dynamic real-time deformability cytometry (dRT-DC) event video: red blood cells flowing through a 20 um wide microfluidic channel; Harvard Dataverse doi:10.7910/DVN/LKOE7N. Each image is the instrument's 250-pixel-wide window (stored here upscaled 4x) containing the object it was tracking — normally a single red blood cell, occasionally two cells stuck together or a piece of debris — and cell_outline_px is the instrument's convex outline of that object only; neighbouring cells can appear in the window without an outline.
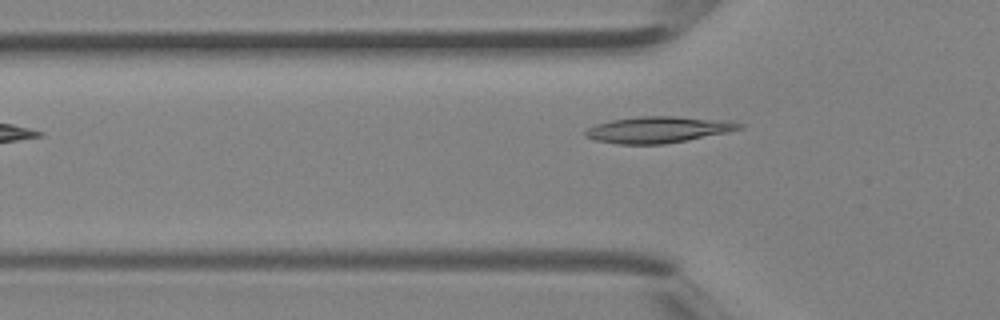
{"species": "Egyptian fruit bat (a non-hibernating species)", "species_latin": "Rousettus aegyptiacus", "temperature_condition": "room temperature", "stored_images_in_passage": 2, "camera_frame_rate_fps": 3000, "um_per_image_px": 0.085, "animal": {"sex": "female"}, "frame": {"image": 1, "passage_image": 2, "time_ms": 0.333, "image_size_px": [1000, 320], "cell_outline_px": [[744, 128], [728, 132], [688, 140], [664, 144], [620, 144], [596, 140], [584, 136], [584, 132], [588, 128], [596, 124], [612, 120], [640, 116], [676, 116], [732, 120], [744, 124]], "centroid_in_image_um": [56.02, 11.01], "position_along_channel_um": 69.8, "area_um2": 23.81}}